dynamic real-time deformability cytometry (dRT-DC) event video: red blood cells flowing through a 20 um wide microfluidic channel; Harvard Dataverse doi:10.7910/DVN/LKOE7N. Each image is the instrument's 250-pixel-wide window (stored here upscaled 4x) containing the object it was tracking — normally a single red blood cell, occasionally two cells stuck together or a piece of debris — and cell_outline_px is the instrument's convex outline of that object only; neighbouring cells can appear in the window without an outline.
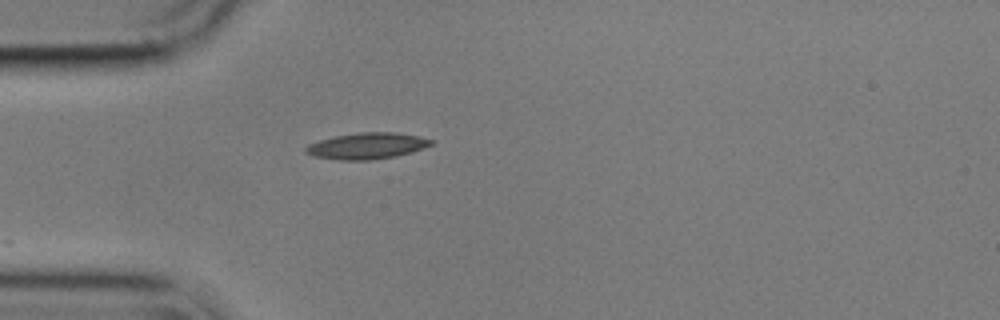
{"species": "common noctule bat (a hibernating species)", "species_latin": "Nyctalus noctula", "temperature_condition": "cold", "stored_images_in_passage": 11, "camera_frame_rate_fps": 3000, "um_per_image_px": 0.085, "animal": {"sex": "male", "body_mass_g": 17.9}, "frame": {"image": 1, "passage_image": 1, "time_ms": 0.0, "image_size_px": [1000, 320], "cell_outline_px": [[436, 140], [432, 144], [424, 148], [412, 152], [396, 156], [368, 160], [340, 160], [312, 156], [304, 152], [304, 148], [308, 144], [320, 140], [336, 136], [360, 132], [392, 132], [416, 136]], "centroid_in_image_um": [31.18, 12.4], "position_along_channel_um": 53.8, "area_um2": 19.13}}
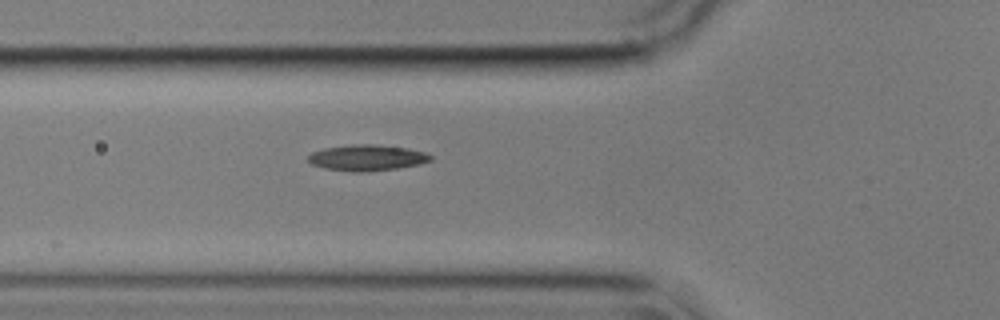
{"frame": {"image": 2, "passage_image": 5, "time_ms": 1.333, "image_size_px": [1000, 320], "cell_outline_px": [[432, 160], [420, 164], [396, 168], [368, 172], [352, 172], [324, 168], [312, 164], [308, 160], [308, 156], [312, 152], [324, 148], [352, 144], [376, 144], [408, 148], [428, 152], [432, 156]], "centroid_in_image_um": [31.22, 13.4], "position_along_channel_um": 94.6, "area_um2": 18.73}}
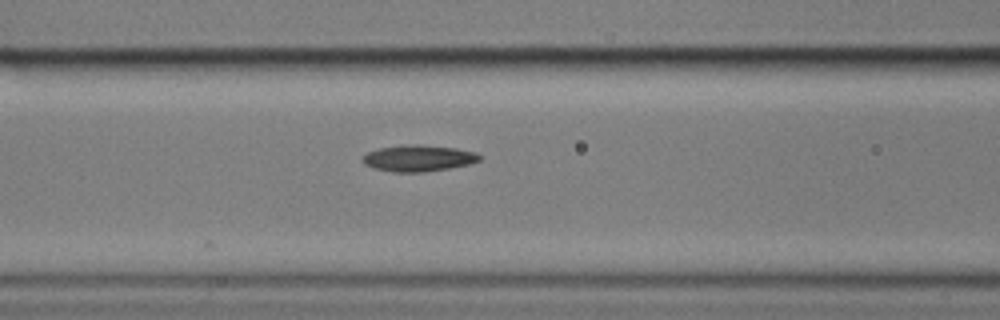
{"frame": {"image": 3, "passage_image": 8, "time_ms": 2.333, "image_size_px": [1000, 320], "cell_outline_px": [[480, 160], [468, 164], [448, 168], [424, 172], [392, 172], [372, 168], [364, 164], [360, 160], [368, 152], [380, 148], [404, 144], [420, 144], [456, 148], [476, 152], [480, 156]], "centroid_in_image_um": [35.53, 13.44], "position_along_channel_um": 131.1, "area_um2": 18.03}}